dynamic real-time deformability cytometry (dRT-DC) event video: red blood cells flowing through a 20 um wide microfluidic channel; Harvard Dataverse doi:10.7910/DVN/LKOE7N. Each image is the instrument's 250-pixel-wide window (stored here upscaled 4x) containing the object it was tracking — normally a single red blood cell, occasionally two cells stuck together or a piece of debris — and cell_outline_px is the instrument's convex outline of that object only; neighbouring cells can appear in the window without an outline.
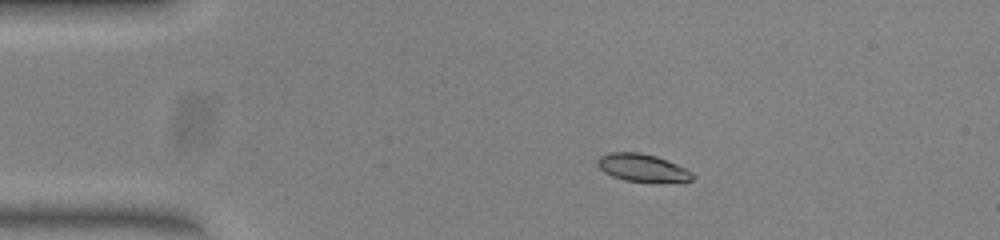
{"species": "common noctule bat (a hibernating species)", "species_latin": "Nyctalus noctula", "temperature_condition": "warm", "stored_images_in_passage": 42, "camera_frame_rate_fps": 3000, "um_per_image_px": 0.085, "animal": {"sex": "female", "body_mass_g": 23.0, "forearm_length_mm": 53.4}, "frame": {"image": 1, "passage_image": 1, "time_ms": 0.0, "image_size_px": [1000, 240], "cell_outline_px": [[696, 176], [692, 180], [624, 180], [612, 176], [604, 172], [596, 164], [596, 160], [600, 156], [608, 152], [640, 152], [656, 156], [676, 164], [692, 172]], "centroid_in_image_um": [54.53, 14.21], "position_along_channel_um": 30.5, "area_um2": 14.8}}
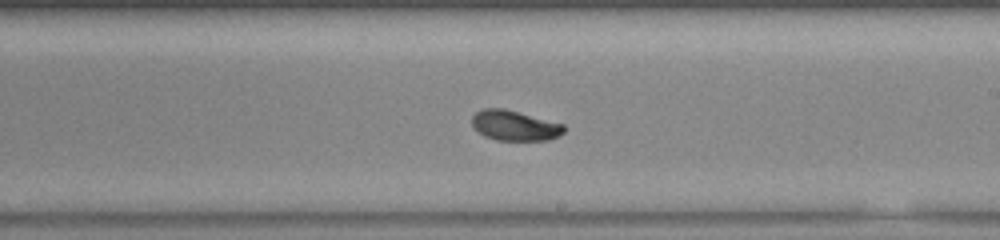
{"frame": {"image": 2, "passage_image": 21, "time_ms": 6.667, "image_size_px": [1000, 240], "cell_outline_px": [[564, 132], [560, 136], [548, 140], [496, 140], [484, 136], [472, 124], [472, 116], [476, 112], [484, 108], [504, 108], [564, 124]], "centroid_in_image_um": [43.76, 10.67], "position_along_channel_um": 245.2, "area_um2": 16.13}}
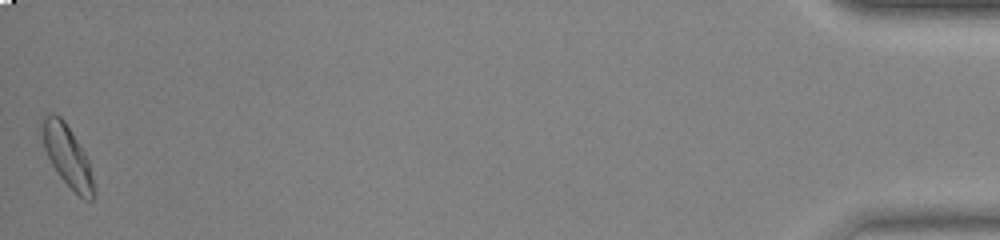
{"frame": {"image": 3, "passage_image": 42, "time_ms": 13.667, "image_size_px": [1000, 240], "cell_outline_px": [[96, 192], [92, 200], [84, 200], [60, 176], [52, 164], [36, 136], [44, 116], [52, 112], [60, 116], [64, 120], [84, 152], [88, 160]], "centroid_in_image_um": [5.65, 13.19], "position_along_channel_um": 429.5, "area_um2": 18.79}, "authors_computed_cell_mechanics": {"area_um2": 16.473, "velocity_mm_per_s": 4.0427, "shape_relaxation_time_tau1_ms": 2.1212, "shape_relaxation_time_tau2_ms": 2.4949, "deformation_change_tau1": 0.1125, "deformation_change_tau2": 0.0522}}